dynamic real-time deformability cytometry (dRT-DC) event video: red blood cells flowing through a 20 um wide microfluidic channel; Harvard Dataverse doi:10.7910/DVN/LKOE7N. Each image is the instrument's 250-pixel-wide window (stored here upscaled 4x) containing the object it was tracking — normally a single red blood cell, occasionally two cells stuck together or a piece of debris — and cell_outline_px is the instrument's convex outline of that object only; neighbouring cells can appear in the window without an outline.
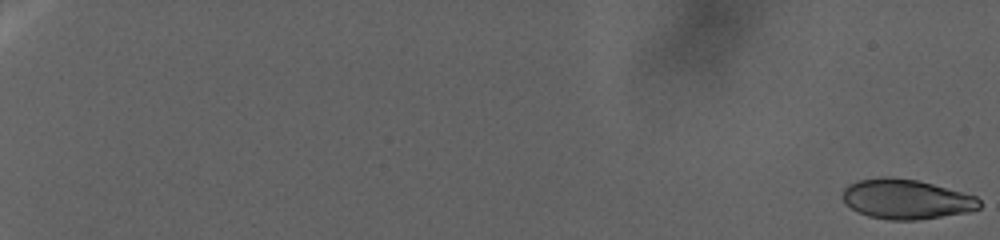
{"species": "human", "species_latin": "Homo sapiens", "temperature_condition": "warm", "stored_images_in_passage": 138, "camera_frame_rate_fps": 3000, "um_per_image_px": 0.085, "donor": {"sex": "female"}, "frame": {"image": 1, "passage_image": 1, "time_ms": 0.0, "image_size_px": [1000, 240], "cell_outline_px": [[980, 208], [972, 212], [916, 220], [888, 220], [868, 216], [844, 204], [844, 188], [848, 184], [856, 180], [884, 176], [888, 176], [916, 180], [932, 184], [976, 196], [980, 200]], "centroid_in_image_um": [77.03, 16.93], "position_along_channel_um": 8.0, "area_um2": 31.79}}
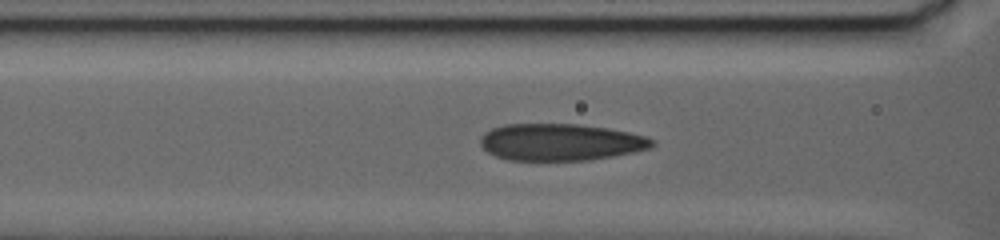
{"frame": {"image": 2, "passage_image": 114, "time_ms": 26.667, "image_size_px": [1000, 240], "cell_outline_px": [[656, 144], [652, 148], [592, 160], [508, 160], [496, 156], [488, 152], [480, 144], [480, 136], [484, 132], [492, 128], [504, 124], [580, 124], [608, 128], [628, 132], [644, 136], [656, 140]], "centroid_in_image_um": [47.65, 12.08], "position_along_channel_um": 118.9, "area_um2": 37.11}}
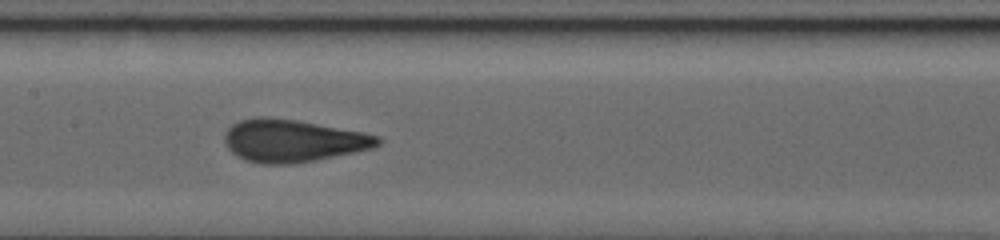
{"frame": {"image": 3, "passage_image": 137, "time_ms": 31.0, "image_size_px": [1000, 240], "cell_outline_px": [[384, 140], [380, 144], [372, 148], [316, 160], [292, 164], [264, 164], [244, 160], [236, 156], [228, 148], [224, 140], [224, 136], [228, 128], [232, 124], [240, 120], [256, 116], [268, 116], [296, 120], [364, 132], [380, 136]], "centroid_in_image_um": [24.89, 11.95], "position_along_channel_um": 182.5, "area_um2": 38.15}}